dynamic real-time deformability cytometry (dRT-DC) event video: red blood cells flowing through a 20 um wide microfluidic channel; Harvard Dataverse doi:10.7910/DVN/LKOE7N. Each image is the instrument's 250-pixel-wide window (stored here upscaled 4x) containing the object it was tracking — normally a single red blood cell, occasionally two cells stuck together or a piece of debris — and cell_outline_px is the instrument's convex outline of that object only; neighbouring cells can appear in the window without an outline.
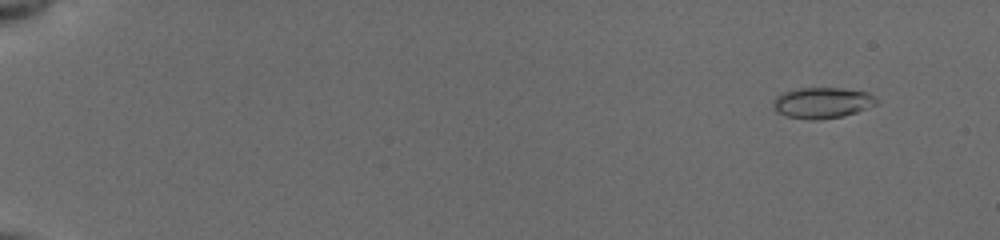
{"species": "common noctule bat (a hibernating species)", "species_latin": "Nyctalus noctula", "temperature_condition": "cold", "stored_images_in_passage": 18, "camera_frame_rate_fps": 3000, "um_per_image_px": 0.085, "animal": {"sex": "female", "body_mass_g": 19.5, "forearm_length_mm": 54.1}, "frame": {"image": 1, "passage_image": 4, "time_ms": 1.0, "image_size_px": [1000, 240], "cell_outline_px": [[880, 104], [856, 112], [840, 116], [816, 120], [812, 120], [788, 116], [776, 112], [772, 104], [776, 96], [784, 92], [800, 88], [840, 88], [868, 92], [880, 100]], "centroid_in_image_um": [69.93, 8.73], "position_along_channel_um": 15.1, "area_um2": 18.61}}
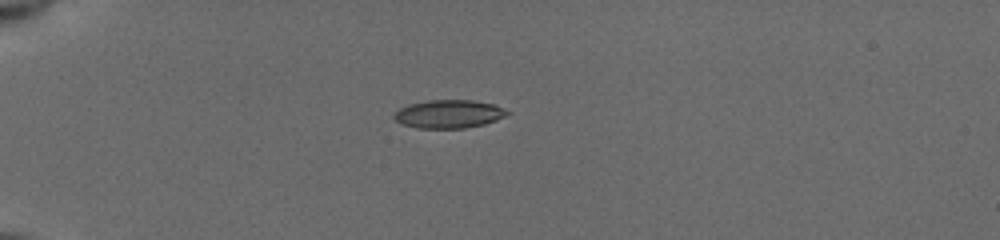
{"frame": {"image": 2, "passage_image": 15, "time_ms": 4.667, "image_size_px": [1000, 240], "cell_outline_px": [[512, 112], [496, 120], [484, 124], [464, 128], [420, 128], [400, 124], [392, 116], [400, 108], [408, 104], [428, 100], [472, 100], [492, 104]], "centroid_in_image_um": [38.13, 9.69], "position_along_channel_um": 46.9, "area_um2": 18.55}}
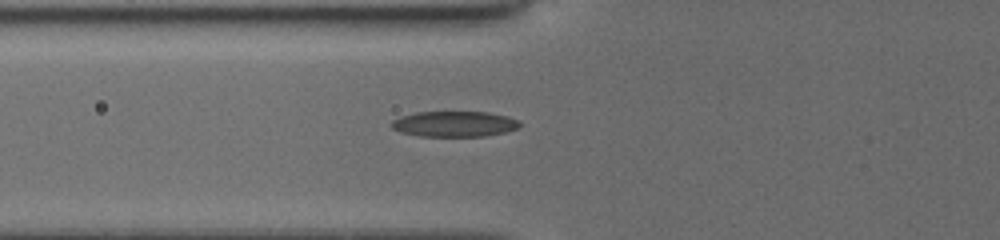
{"frame": {"image": 3, "passage_image": 18, "time_ms": 5.667, "image_size_px": [1000, 240], "cell_outline_px": [[520, 128], [504, 132], [484, 136], [420, 136], [400, 132], [392, 128], [388, 124], [392, 120], [400, 116], [416, 112], [488, 112], [508, 116], [520, 120]], "centroid_in_image_um": [38.61, 10.53], "position_along_channel_um": 87.2, "area_um2": 19.31}}